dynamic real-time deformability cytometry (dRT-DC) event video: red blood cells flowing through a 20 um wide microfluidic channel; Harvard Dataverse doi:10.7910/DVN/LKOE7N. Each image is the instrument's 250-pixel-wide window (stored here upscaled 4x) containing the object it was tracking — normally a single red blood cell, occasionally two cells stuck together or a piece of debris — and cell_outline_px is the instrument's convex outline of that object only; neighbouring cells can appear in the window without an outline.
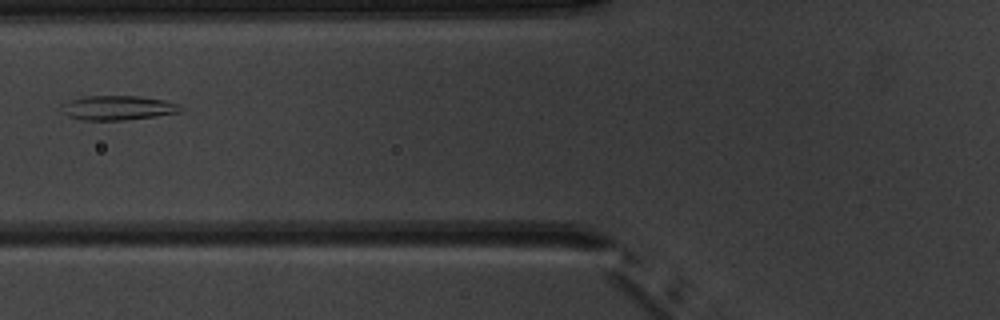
{"species": "common noctule bat (a hibernating species)", "species_latin": "Nyctalus noctula", "temperature_condition": "warm", "stored_images_in_passage": 4, "camera_frame_rate_fps": 3000, "um_per_image_px": 0.085, "animal": {"sex": "male", "body_mass_g": 20.1, "forearm_length_mm": 53.5}, "frame": {"image": 1, "passage_image": 4, "time_ms": 3.667, "image_size_px": [1000, 320], "cell_outline_px": [[180, 112], [152, 116], [120, 120], [80, 120], [68, 116], [60, 104], [84, 96], [136, 96], [164, 100], [180, 104]], "centroid_in_image_um": [9.99, 9.16], "position_along_channel_um": 115.8, "area_um2": 16.59}}